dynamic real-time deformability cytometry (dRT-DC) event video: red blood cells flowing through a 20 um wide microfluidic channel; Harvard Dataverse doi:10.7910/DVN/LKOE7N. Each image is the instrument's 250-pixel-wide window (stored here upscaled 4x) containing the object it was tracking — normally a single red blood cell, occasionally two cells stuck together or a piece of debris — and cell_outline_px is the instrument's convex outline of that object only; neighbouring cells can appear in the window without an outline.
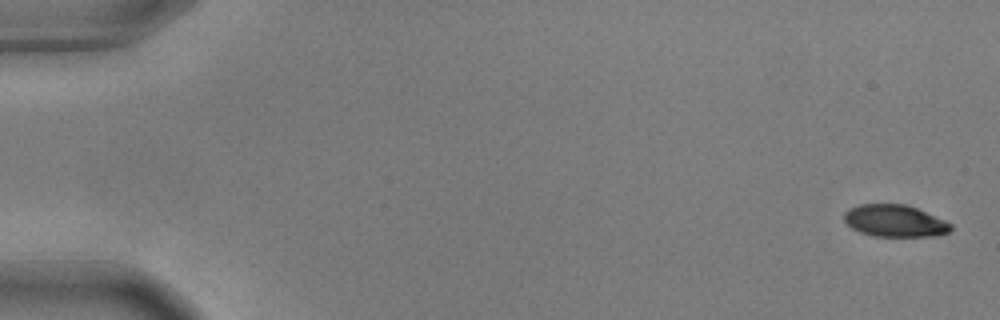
{"species": "common noctule bat (a hibernating species)", "species_latin": "Nyctalus noctula", "temperature_condition": "warm", "stored_images_in_passage": 55, "camera_frame_rate_fps": 3000, "um_per_image_px": 0.085, "animal": {"sex": "male", "body_mass_g": 17.9, "forearm_length_mm": 54.2}, "frame": {"image": 1, "passage_image": 1, "time_ms": 0.0, "image_size_px": [1000, 320], "cell_outline_px": [[952, 228], [948, 232], [936, 236], [872, 236], [860, 232], [852, 228], [844, 220], [844, 212], [848, 208], [860, 204], [908, 204], [944, 220], [952, 224]], "centroid_in_image_um": [76.04, 18.77], "position_along_channel_um": 9.0, "area_um2": 19.94}}
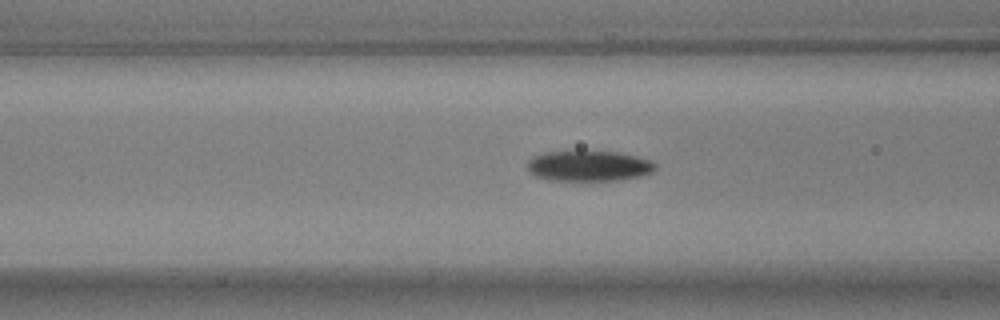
{"frame": {"image": 2, "passage_image": 22, "time_ms": 7.0, "image_size_px": [1000, 320], "cell_outline_px": [[656, 168], [652, 172], [640, 176], [620, 180], [548, 180], [532, 176], [528, 172], [528, 160], [532, 156], [544, 152], [616, 152], [636, 156], [652, 160], [656, 164]], "centroid_in_image_um": [50.02, 14.11], "position_along_channel_um": 116.6, "area_um2": 22.77}}
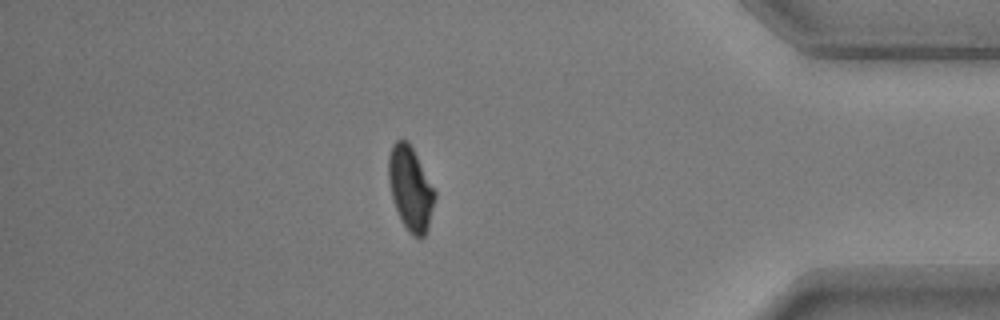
{"frame": {"image": 3, "passage_image": 48, "time_ms": 15.667, "image_size_px": [1000, 320], "cell_outline_px": [[436, 196], [428, 228], [424, 236], [420, 240], [412, 236], [408, 232], [400, 220], [392, 196], [388, 180], [388, 156], [392, 144], [396, 140], [408, 140], [436, 192]], "centroid_in_image_um": [34.88, 16.05], "position_along_channel_um": 400.3, "area_um2": 22.72}, "authors_computed_cell_mechanics": {"area_um2": 22.7732, "velocity_mm_per_s": 3.6493, "shape_relaxation_time_tau1_ms": 2.1686, "shape_relaxation_time_tau2_ms": 2.3468, "deformation_change_tau1": 0.1357, "deformation_change_tau2": 0.0585}}